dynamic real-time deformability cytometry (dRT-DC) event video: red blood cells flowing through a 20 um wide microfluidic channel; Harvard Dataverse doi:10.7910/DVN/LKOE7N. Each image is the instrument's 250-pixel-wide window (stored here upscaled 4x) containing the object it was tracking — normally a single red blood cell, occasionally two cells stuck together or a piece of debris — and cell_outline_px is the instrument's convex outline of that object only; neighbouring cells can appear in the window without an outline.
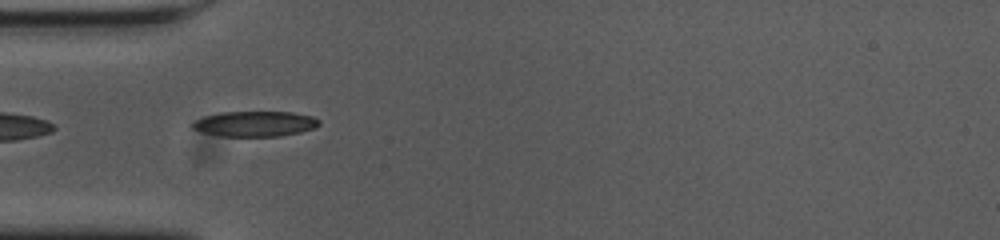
{"species": "common noctule bat (a hibernating species)", "species_latin": "Nyctalus noctula", "temperature_condition": "cold", "stored_images_in_passage": 35, "camera_frame_rate_fps": 3000, "um_per_image_px": 0.085, "animal": {"sex": "female", "body_mass_g": 23.0, "forearm_length_mm": 53.4}, "frame": {"image": 1, "passage_image": 1, "time_ms": 0.0, "image_size_px": [1000, 240], "cell_outline_px": [[320, 124], [316, 128], [300, 132], [280, 136], [224, 136], [204, 132], [192, 128], [192, 124], [196, 120], [204, 116], [220, 112], [292, 112], [312, 116], [320, 120]], "centroid_in_image_um": [21.72, 10.52], "position_along_channel_um": 63.3, "area_um2": 18.61}}
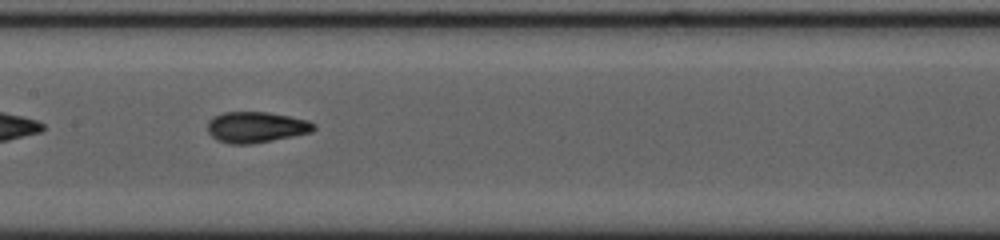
{"frame": {"image": 2, "passage_image": 11, "time_ms": 3.333, "image_size_px": [1000, 240], "cell_outline_px": [[316, 128], [312, 132], [252, 144], [228, 144], [216, 140], [208, 132], [208, 120], [212, 116], [224, 112], [268, 112], [308, 120], [316, 124]], "centroid_in_image_um": [21.75, 10.81], "position_along_channel_um": 185.7, "area_um2": 19.25}, "authors_computed_cell_mechanics": {"area_um2": 18.3804, "velocity_mm_per_s": 3.6773, "shape_relaxation_time_tau1_ms": 7.5029, "shape_relaxation_time_tau2_ms": 1.3808, "deformation_change_tau1": 0.2183, "deformation_change_tau2": 0.0795}}